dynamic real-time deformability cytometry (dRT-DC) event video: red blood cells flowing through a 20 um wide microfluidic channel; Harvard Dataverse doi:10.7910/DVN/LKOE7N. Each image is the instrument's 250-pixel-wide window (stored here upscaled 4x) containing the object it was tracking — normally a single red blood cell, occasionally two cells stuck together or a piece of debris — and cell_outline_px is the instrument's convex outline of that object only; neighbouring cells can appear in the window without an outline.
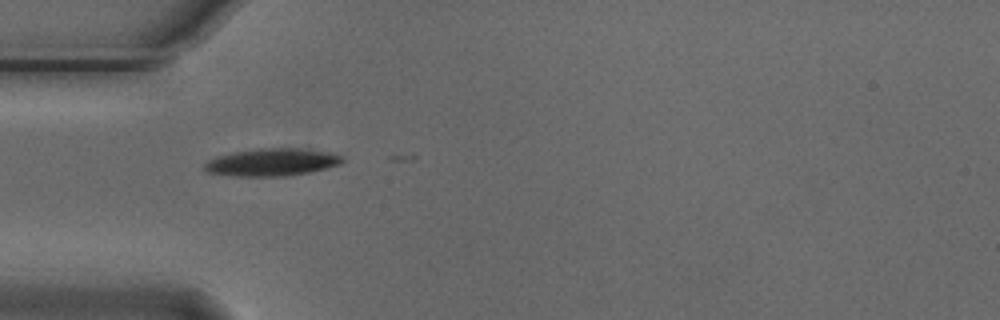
{"species": "Egyptian fruit bat (a non-hibernating species)", "species_latin": "Rousettus aegyptiacus", "temperature_condition": "cold", "stored_images_in_passage": 5, "camera_frame_rate_fps": 3000, "um_per_image_px": 0.085, "animal": {"sex": "male"}, "frame": {"image": 1, "passage_image": 4, "time_ms": 1.0, "image_size_px": [1000, 320], "cell_outline_px": [[344, 160], [340, 164], [328, 168], [288, 176], [236, 176], [208, 172], [204, 168], [204, 164], [208, 160], [216, 156], [232, 152], [260, 148], [296, 148], [332, 152], [340, 156]], "centroid_in_image_um": [23.12, 13.78], "position_along_channel_um": 61.9, "area_um2": 22.08}}
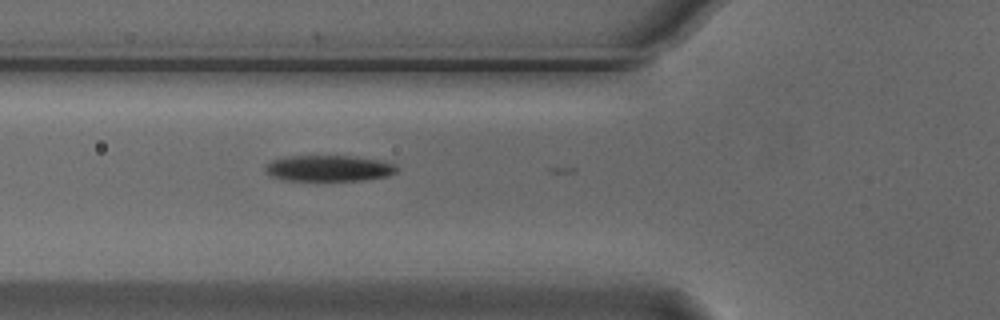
{"frame": {"image": 2, "passage_image": 5, "time_ms": 1.333, "image_size_px": [1000, 320], "cell_outline_px": [[400, 168], [396, 172], [388, 176], [364, 180], [288, 180], [272, 176], [264, 172], [264, 168], [272, 160], [288, 156], [356, 156], [380, 160], [396, 164]], "centroid_in_image_um": [28.0, 14.3], "position_along_channel_um": 97.8, "area_um2": 20.0}}